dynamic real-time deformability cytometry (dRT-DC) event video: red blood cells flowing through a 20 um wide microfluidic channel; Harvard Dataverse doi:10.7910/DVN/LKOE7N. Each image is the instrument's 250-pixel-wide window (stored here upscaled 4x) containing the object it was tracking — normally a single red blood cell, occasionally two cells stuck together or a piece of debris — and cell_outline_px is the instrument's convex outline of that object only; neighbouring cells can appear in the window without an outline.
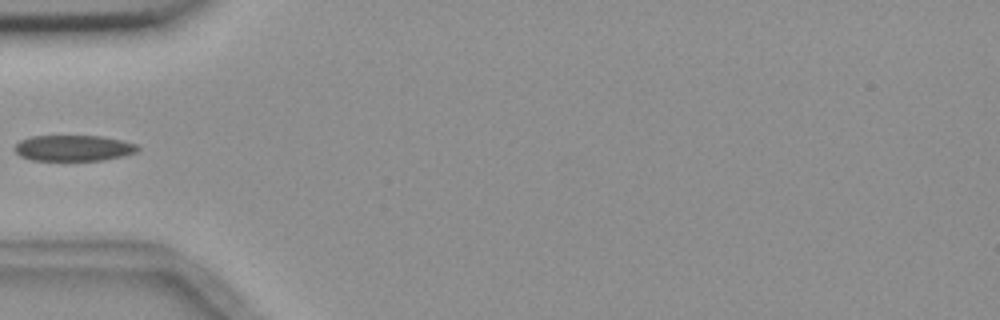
{"species": "common noctule bat (a hibernating species)", "species_latin": "Nyctalus noctula", "temperature_condition": "room temperature", "stored_images_in_passage": 6, "camera_frame_rate_fps": 3000, "um_per_image_px": 0.085, "animal": {"sex": "female", "body_mass_g": 18.4}, "frame": {"image": 1, "passage_image": 5, "time_ms": 5.667, "image_size_px": [1000, 320], "cell_outline_px": [[140, 148], [136, 152], [124, 156], [104, 160], [32, 160], [20, 156], [16, 152], [16, 144], [20, 140], [32, 136], [100, 136], [120, 140], [136, 144]], "centroid_in_image_um": [6.26, 12.59], "position_along_channel_um": 78.7, "area_um2": 18.44}}